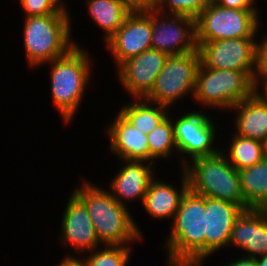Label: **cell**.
<instances>
[{
	"label": "cell",
	"mask_w": 267,
	"mask_h": 266,
	"mask_svg": "<svg viewBox=\"0 0 267 266\" xmlns=\"http://www.w3.org/2000/svg\"><path fill=\"white\" fill-rule=\"evenodd\" d=\"M132 246L103 245L83 254L80 258L85 266H128L131 260Z\"/></svg>",
	"instance_id": "cell-26"
},
{
	"label": "cell",
	"mask_w": 267,
	"mask_h": 266,
	"mask_svg": "<svg viewBox=\"0 0 267 266\" xmlns=\"http://www.w3.org/2000/svg\"><path fill=\"white\" fill-rule=\"evenodd\" d=\"M226 148H221L228 162L237 170L252 167L265 157L264 143L252 138L241 137L232 132Z\"/></svg>",
	"instance_id": "cell-24"
},
{
	"label": "cell",
	"mask_w": 267,
	"mask_h": 266,
	"mask_svg": "<svg viewBox=\"0 0 267 266\" xmlns=\"http://www.w3.org/2000/svg\"><path fill=\"white\" fill-rule=\"evenodd\" d=\"M152 11L131 12L104 43L118 68L126 60L152 48Z\"/></svg>",
	"instance_id": "cell-13"
},
{
	"label": "cell",
	"mask_w": 267,
	"mask_h": 266,
	"mask_svg": "<svg viewBox=\"0 0 267 266\" xmlns=\"http://www.w3.org/2000/svg\"><path fill=\"white\" fill-rule=\"evenodd\" d=\"M109 140V153L117 159L149 162L147 135L116 111L114 120L104 128ZM106 131V132H105Z\"/></svg>",
	"instance_id": "cell-18"
},
{
	"label": "cell",
	"mask_w": 267,
	"mask_h": 266,
	"mask_svg": "<svg viewBox=\"0 0 267 266\" xmlns=\"http://www.w3.org/2000/svg\"><path fill=\"white\" fill-rule=\"evenodd\" d=\"M213 2V0H157L155 11L185 15L196 19Z\"/></svg>",
	"instance_id": "cell-27"
},
{
	"label": "cell",
	"mask_w": 267,
	"mask_h": 266,
	"mask_svg": "<svg viewBox=\"0 0 267 266\" xmlns=\"http://www.w3.org/2000/svg\"><path fill=\"white\" fill-rule=\"evenodd\" d=\"M147 141L151 163L159 165L156 163L158 159L170 162L171 158L178 156L172 119L169 115L147 135Z\"/></svg>",
	"instance_id": "cell-25"
},
{
	"label": "cell",
	"mask_w": 267,
	"mask_h": 266,
	"mask_svg": "<svg viewBox=\"0 0 267 266\" xmlns=\"http://www.w3.org/2000/svg\"><path fill=\"white\" fill-rule=\"evenodd\" d=\"M131 12L154 11L157 0H121Z\"/></svg>",
	"instance_id": "cell-30"
},
{
	"label": "cell",
	"mask_w": 267,
	"mask_h": 266,
	"mask_svg": "<svg viewBox=\"0 0 267 266\" xmlns=\"http://www.w3.org/2000/svg\"><path fill=\"white\" fill-rule=\"evenodd\" d=\"M246 210L267 209V157L252 167L238 170Z\"/></svg>",
	"instance_id": "cell-23"
},
{
	"label": "cell",
	"mask_w": 267,
	"mask_h": 266,
	"mask_svg": "<svg viewBox=\"0 0 267 266\" xmlns=\"http://www.w3.org/2000/svg\"><path fill=\"white\" fill-rule=\"evenodd\" d=\"M228 247L249 258L267 255V209L244 210L235 220Z\"/></svg>",
	"instance_id": "cell-17"
},
{
	"label": "cell",
	"mask_w": 267,
	"mask_h": 266,
	"mask_svg": "<svg viewBox=\"0 0 267 266\" xmlns=\"http://www.w3.org/2000/svg\"><path fill=\"white\" fill-rule=\"evenodd\" d=\"M121 162V163H120ZM119 169L107 183L111 195L121 205L143 203L150 182L157 177L156 164L147 161L120 159ZM140 202H139V201Z\"/></svg>",
	"instance_id": "cell-15"
},
{
	"label": "cell",
	"mask_w": 267,
	"mask_h": 266,
	"mask_svg": "<svg viewBox=\"0 0 267 266\" xmlns=\"http://www.w3.org/2000/svg\"><path fill=\"white\" fill-rule=\"evenodd\" d=\"M264 149H265V156L267 157V138L266 141L264 142Z\"/></svg>",
	"instance_id": "cell-37"
},
{
	"label": "cell",
	"mask_w": 267,
	"mask_h": 266,
	"mask_svg": "<svg viewBox=\"0 0 267 266\" xmlns=\"http://www.w3.org/2000/svg\"><path fill=\"white\" fill-rule=\"evenodd\" d=\"M72 193L85 205L102 245L132 246L143 242L145 235L130 208L121 205L109 190L83 178Z\"/></svg>",
	"instance_id": "cell-1"
},
{
	"label": "cell",
	"mask_w": 267,
	"mask_h": 266,
	"mask_svg": "<svg viewBox=\"0 0 267 266\" xmlns=\"http://www.w3.org/2000/svg\"><path fill=\"white\" fill-rule=\"evenodd\" d=\"M64 205L66 207L59 223L61 226L59 243L63 246L61 248L65 246V250L67 247L73 251L67 253L65 257H81L87 252L101 248L103 245L97 238L85 205L73 193L69 195Z\"/></svg>",
	"instance_id": "cell-11"
},
{
	"label": "cell",
	"mask_w": 267,
	"mask_h": 266,
	"mask_svg": "<svg viewBox=\"0 0 267 266\" xmlns=\"http://www.w3.org/2000/svg\"><path fill=\"white\" fill-rule=\"evenodd\" d=\"M162 244L166 266H203L205 262V197L190 189L183 195L179 209Z\"/></svg>",
	"instance_id": "cell-2"
},
{
	"label": "cell",
	"mask_w": 267,
	"mask_h": 266,
	"mask_svg": "<svg viewBox=\"0 0 267 266\" xmlns=\"http://www.w3.org/2000/svg\"><path fill=\"white\" fill-rule=\"evenodd\" d=\"M24 17L62 13L51 0H18Z\"/></svg>",
	"instance_id": "cell-28"
},
{
	"label": "cell",
	"mask_w": 267,
	"mask_h": 266,
	"mask_svg": "<svg viewBox=\"0 0 267 266\" xmlns=\"http://www.w3.org/2000/svg\"><path fill=\"white\" fill-rule=\"evenodd\" d=\"M180 187L158 178H154L144 196L142 208L152 217V220H168L172 222L175 213L179 209L180 201L189 189L187 175L183 169H179ZM169 182V183H168Z\"/></svg>",
	"instance_id": "cell-19"
},
{
	"label": "cell",
	"mask_w": 267,
	"mask_h": 266,
	"mask_svg": "<svg viewBox=\"0 0 267 266\" xmlns=\"http://www.w3.org/2000/svg\"><path fill=\"white\" fill-rule=\"evenodd\" d=\"M256 39L231 38L196 42L200 63L210 69L244 71L255 82Z\"/></svg>",
	"instance_id": "cell-10"
},
{
	"label": "cell",
	"mask_w": 267,
	"mask_h": 266,
	"mask_svg": "<svg viewBox=\"0 0 267 266\" xmlns=\"http://www.w3.org/2000/svg\"><path fill=\"white\" fill-rule=\"evenodd\" d=\"M255 92L267 101V74H255Z\"/></svg>",
	"instance_id": "cell-32"
},
{
	"label": "cell",
	"mask_w": 267,
	"mask_h": 266,
	"mask_svg": "<svg viewBox=\"0 0 267 266\" xmlns=\"http://www.w3.org/2000/svg\"><path fill=\"white\" fill-rule=\"evenodd\" d=\"M183 170L193 193L229 201L246 210L238 170L228 162L221 150L214 155L194 158Z\"/></svg>",
	"instance_id": "cell-5"
},
{
	"label": "cell",
	"mask_w": 267,
	"mask_h": 266,
	"mask_svg": "<svg viewBox=\"0 0 267 266\" xmlns=\"http://www.w3.org/2000/svg\"><path fill=\"white\" fill-rule=\"evenodd\" d=\"M257 266H267V255L256 259Z\"/></svg>",
	"instance_id": "cell-36"
},
{
	"label": "cell",
	"mask_w": 267,
	"mask_h": 266,
	"mask_svg": "<svg viewBox=\"0 0 267 266\" xmlns=\"http://www.w3.org/2000/svg\"><path fill=\"white\" fill-rule=\"evenodd\" d=\"M88 53L81 44H77L63 57L40 66H49L51 101L64 125L72 123L78 115L85 93L93 80L91 77L95 76L92 74L94 57Z\"/></svg>",
	"instance_id": "cell-3"
},
{
	"label": "cell",
	"mask_w": 267,
	"mask_h": 266,
	"mask_svg": "<svg viewBox=\"0 0 267 266\" xmlns=\"http://www.w3.org/2000/svg\"><path fill=\"white\" fill-rule=\"evenodd\" d=\"M167 57V54L151 48L126 60L116 69V80L130 99L145 98L152 91Z\"/></svg>",
	"instance_id": "cell-14"
},
{
	"label": "cell",
	"mask_w": 267,
	"mask_h": 266,
	"mask_svg": "<svg viewBox=\"0 0 267 266\" xmlns=\"http://www.w3.org/2000/svg\"><path fill=\"white\" fill-rule=\"evenodd\" d=\"M221 266H257V262L254 258H249L241 255V257H237L234 260L232 259L226 264H221Z\"/></svg>",
	"instance_id": "cell-33"
},
{
	"label": "cell",
	"mask_w": 267,
	"mask_h": 266,
	"mask_svg": "<svg viewBox=\"0 0 267 266\" xmlns=\"http://www.w3.org/2000/svg\"><path fill=\"white\" fill-rule=\"evenodd\" d=\"M87 15L104 34L106 42L124 23L131 11L121 0H85Z\"/></svg>",
	"instance_id": "cell-21"
},
{
	"label": "cell",
	"mask_w": 267,
	"mask_h": 266,
	"mask_svg": "<svg viewBox=\"0 0 267 266\" xmlns=\"http://www.w3.org/2000/svg\"><path fill=\"white\" fill-rule=\"evenodd\" d=\"M152 48L169 55L197 51L195 19L152 11Z\"/></svg>",
	"instance_id": "cell-12"
},
{
	"label": "cell",
	"mask_w": 267,
	"mask_h": 266,
	"mask_svg": "<svg viewBox=\"0 0 267 266\" xmlns=\"http://www.w3.org/2000/svg\"><path fill=\"white\" fill-rule=\"evenodd\" d=\"M190 109L191 111L188 110L186 113L181 111V114L180 112L172 114L174 110L170 109L169 113L178 150V160L181 163L180 169H183L194 158L214 155L221 150L217 146L218 140H221L218 138L221 134L217 133L221 128L218 129L216 122L213 121L214 116L212 119L208 110L205 112L199 109L197 111L195 108Z\"/></svg>",
	"instance_id": "cell-7"
},
{
	"label": "cell",
	"mask_w": 267,
	"mask_h": 266,
	"mask_svg": "<svg viewBox=\"0 0 267 266\" xmlns=\"http://www.w3.org/2000/svg\"><path fill=\"white\" fill-rule=\"evenodd\" d=\"M55 266H85L80 257H63L61 261Z\"/></svg>",
	"instance_id": "cell-34"
},
{
	"label": "cell",
	"mask_w": 267,
	"mask_h": 266,
	"mask_svg": "<svg viewBox=\"0 0 267 266\" xmlns=\"http://www.w3.org/2000/svg\"><path fill=\"white\" fill-rule=\"evenodd\" d=\"M23 48L29 68L63 57L78 42L73 39L72 17L69 13H55L23 17Z\"/></svg>",
	"instance_id": "cell-4"
},
{
	"label": "cell",
	"mask_w": 267,
	"mask_h": 266,
	"mask_svg": "<svg viewBox=\"0 0 267 266\" xmlns=\"http://www.w3.org/2000/svg\"><path fill=\"white\" fill-rule=\"evenodd\" d=\"M243 211L235 203L205 197V261L228 247L235 220Z\"/></svg>",
	"instance_id": "cell-16"
},
{
	"label": "cell",
	"mask_w": 267,
	"mask_h": 266,
	"mask_svg": "<svg viewBox=\"0 0 267 266\" xmlns=\"http://www.w3.org/2000/svg\"><path fill=\"white\" fill-rule=\"evenodd\" d=\"M229 112L235 114L233 133L265 142L267 138V101L256 92L237 103Z\"/></svg>",
	"instance_id": "cell-20"
},
{
	"label": "cell",
	"mask_w": 267,
	"mask_h": 266,
	"mask_svg": "<svg viewBox=\"0 0 267 266\" xmlns=\"http://www.w3.org/2000/svg\"><path fill=\"white\" fill-rule=\"evenodd\" d=\"M262 31L258 28L256 39V69L255 74H267V33L261 35L262 39L258 40L259 33Z\"/></svg>",
	"instance_id": "cell-29"
},
{
	"label": "cell",
	"mask_w": 267,
	"mask_h": 266,
	"mask_svg": "<svg viewBox=\"0 0 267 266\" xmlns=\"http://www.w3.org/2000/svg\"><path fill=\"white\" fill-rule=\"evenodd\" d=\"M199 65L198 50L169 55L155 80L152 91L144 99L177 110L175 109L177 103L180 101L182 103L183 99L187 100L189 96L193 100Z\"/></svg>",
	"instance_id": "cell-9"
},
{
	"label": "cell",
	"mask_w": 267,
	"mask_h": 266,
	"mask_svg": "<svg viewBox=\"0 0 267 266\" xmlns=\"http://www.w3.org/2000/svg\"><path fill=\"white\" fill-rule=\"evenodd\" d=\"M52 3L61 11H64L66 13L72 14L69 10L70 8L67 7V3L65 2L66 0H51Z\"/></svg>",
	"instance_id": "cell-35"
},
{
	"label": "cell",
	"mask_w": 267,
	"mask_h": 266,
	"mask_svg": "<svg viewBox=\"0 0 267 266\" xmlns=\"http://www.w3.org/2000/svg\"><path fill=\"white\" fill-rule=\"evenodd\" d=\"M130 100L132 102L126 100L127 103L122 104L118 112L145 135L153 131L170 113L168 107L144 98Z\"/></svg>",
	"instance_id": "cell-22"
},
{
	"label": "cell",
	"mask_w": 267,
	"mask_h": 266,
	"mask_svg": "<svg viewBox=\"0 0 267 266\" xmlns=\"http://www.w3.org/2000/svg\"><path fill=\"white\" fill-rule=\"evenodd\" d=\"M261 15L259 9L224 8L213 2L195 19L196 42L257 38Z\"/></svg>",
	"instance_id": "cell-8"
},
{
	"label": "cell",
	"mask_w": 267,
	"mask_h": 266,
	"mask_svg": "<svg viewBox=\"0 0 267 266\" xmlns=\"http://www.w3.org/2000/svg\"><path fill=\"white\" fill-rule=\"evenodd\" d=\"M254 92L255 82L244 71L210 69L200 63L193 101L204 110L225 113Z\"/></svg>",
	"instance_id": "cell-6"
},
{
	"label": "cell",
	"mask_w": 267,
	"mask_h": 266,
	"mask_svg": "<svg viewBox=\"0 0 267 266\" xmlns=\"http://www.w3.org/2000/svg\"><path fill=\"white\" fill-rule=\"evenodd\" d=\"M216 4L224 8L233 9H260L253 0H214Z\"/></svg>",
	"instance_id": "cell-31"
}]
</instances>
